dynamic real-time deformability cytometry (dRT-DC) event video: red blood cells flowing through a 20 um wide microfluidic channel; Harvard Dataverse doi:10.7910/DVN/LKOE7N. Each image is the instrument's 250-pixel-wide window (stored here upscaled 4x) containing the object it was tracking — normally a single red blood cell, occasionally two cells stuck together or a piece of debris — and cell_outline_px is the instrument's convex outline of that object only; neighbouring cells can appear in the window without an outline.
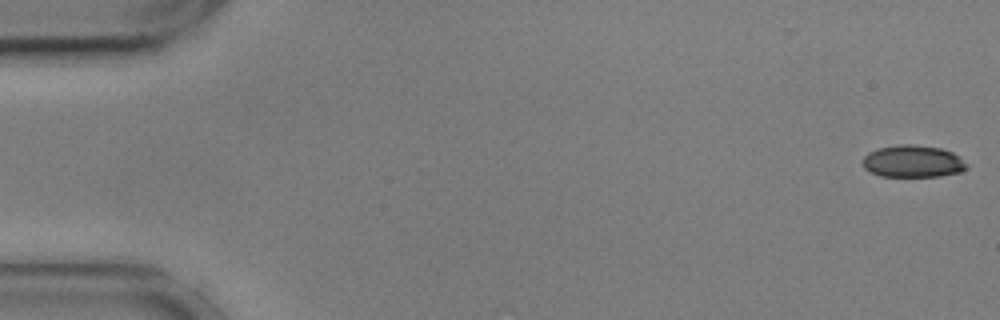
{"species": "common noctule bat (a hibernating species)", "species_latin": "Nyctalus noctula", "temperature_condition": "cold", "stored_images_in_passage": 45, "camera_frame_rate_fps": 3000, "um_per_image_px": 0.085, "animal": {"sex": "male", "body_mass_g": 17.9, "forearm_length_mm": 54.2}, "frame": {"image": 1, "passage_image": 1, "time_ms": 0.0, "image_size_px": [1000, 320], "cell_outline_px": [[968, 168], [960, 172], [940, 176], [880, 176], [864, 168], [860, 160], [868, 152], [880, 148], [900, 144], [908, 144], [940, 148], [952, 152]], "centroid_in_image_um": [77.52, 13.72], "position_along_channel_um": 7.5, "area_um2": 19.19}}
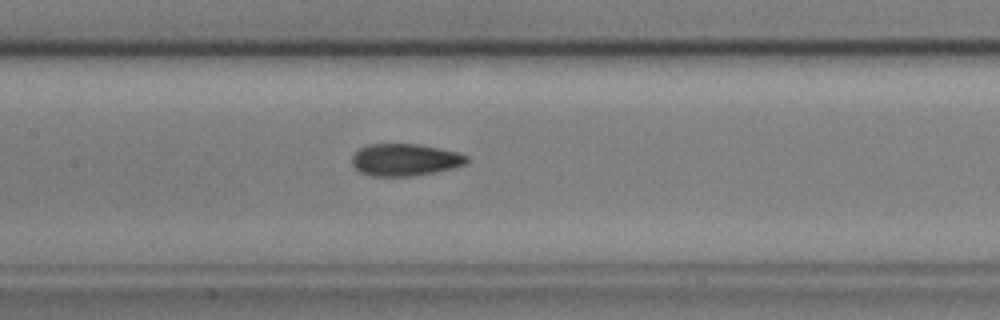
{"frame": {"image": 2, "passage_image": 26, "time_ms": 8.333, "image_size_px": [1000, 320], "cell_outline_px": [[468, 160], [464, 164], [452, 168], [412, 176], [372, 176], [360, 172], [352, 164], [352, 156], [360, 148], [368, 144], [416, 144], [440, 148], [456, 152], [468, 156]], "centroid_in_image_um": [34.4, 13.58], "position_along_channel_um": 173.0, "area_um2": 21.27}}
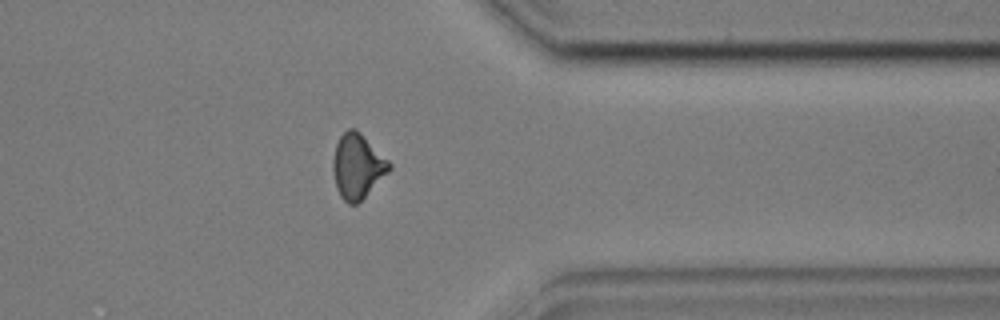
{"frame": {"image": 3, "passage_image": 44, "time_ms": 14.333, "image_size_px": [1000, 320], "cell_outline_px": [[392, 168], [356, 204], [348, 204], [340, 196], [336, 188], [332, 172], [332, 160], [336, 144], [340, 136], [348, 128], [356, 128], [392, 164]], "centroid_in_image_um": [30.35, 14.11], "position_along_channel_um": 381.0, "area_um2": 21.04}}